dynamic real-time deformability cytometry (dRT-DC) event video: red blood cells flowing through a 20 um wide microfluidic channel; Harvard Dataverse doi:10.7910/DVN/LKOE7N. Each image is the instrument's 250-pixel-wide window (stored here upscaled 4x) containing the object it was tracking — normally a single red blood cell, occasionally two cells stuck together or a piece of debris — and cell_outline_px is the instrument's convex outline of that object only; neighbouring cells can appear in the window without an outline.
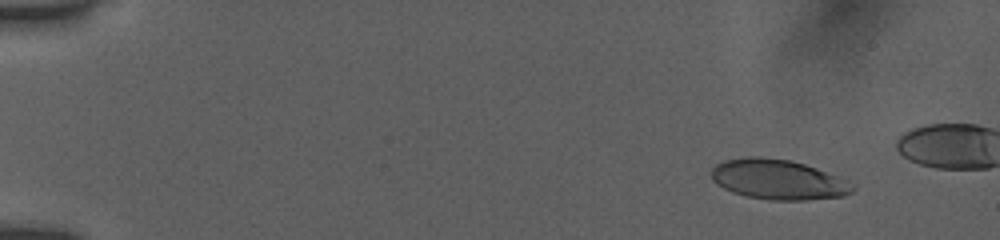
{"species": "human", "species_latin": "Homo sapiens", "temperature_condition": "room temperature", "stored_images_in_passage": 50, "camera_frame_rate_fps": 3000, "um_per_image_px": 0.085, "donor": {"sex": "female"}, "frame": {"image": 1, "passage_image": 6, "time_ms": 1.667, "image_size_px": [1000, 240], "cell_outline_px": [[856, 188], [852, 192], [844, 196], [808, 200], [772, 200], [744, 196], [732, 192], [716, 184], [712, 180], [712, 168], [716, 164], [724, 160], [748, 156], [760, 156], [792, 160], [816, 168], [848, 180], [856, 184]], "centroid_in_image_um": [66.16, 15.26], "position_along_channel_um": 18.8, "area_um2": 33.29}}
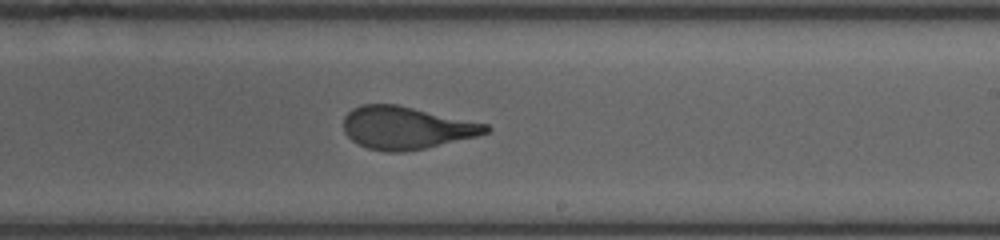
{"frame": {"image": 2, "passage_image": 34, "time_ms": 11.0, "image_size_px": [1000, 240], "cell_outline_px": [[492, 128], [488, 132], [476, 136], [424, 148], [404, 152], [384, 152], [368, 148], [352, 140], [344, 132], [344, 116], [352, 108], [364, 104], [396, 104], [488, 124]], "centroid_in_image_um": [34.51, 10.86], "position_along_channel_um": 254.5, "area_um2": 35.08}}
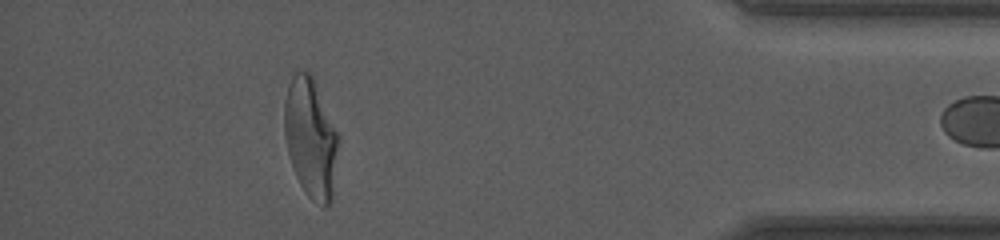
{"frame": {"image": 3, "passage_image": 49, "time_ms": 16.0, "image_size_px": [1000, 240], "cell_outline_px": [[340, 140], [332, 200], [324, 208], [312, 200], [304, 192], [296, 176], [288, 152], [284, 132], [284, 104], [288, 84], [292, 76], [296, 72], [312, 72], [340, 132]], "centroid_in_image_um": [26.46, 11.7], "position_along_channel_um": 408.7, "area_um2": 38.73}}